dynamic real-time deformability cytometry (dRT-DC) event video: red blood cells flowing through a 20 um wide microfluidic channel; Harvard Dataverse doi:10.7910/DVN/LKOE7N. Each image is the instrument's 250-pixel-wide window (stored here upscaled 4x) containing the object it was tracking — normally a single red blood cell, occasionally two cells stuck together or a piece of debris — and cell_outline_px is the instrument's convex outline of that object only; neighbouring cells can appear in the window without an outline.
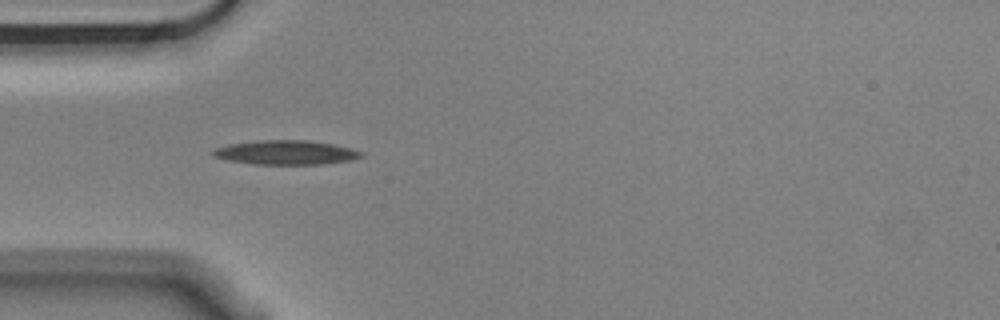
{"species": "Egyptian fruit bat (a non-hibernating species)", "species_latin": "Rousettus aegyptiacus", "temperature_condition": "cold", "stored_images_in_passage": 11, "camera_frame_rate_fps": 3000, "um_per_image_px": 0.085, "animal": {"sex": "male"}, "frame": {"image": 1, "passage_image": 1, "time_ms": 0.0, "image_size_px": [1000, 320], "cell_outline_px": [[364, 156], [352, 160], [324, 164], [252, 164], [228, 160], [212, 156], [212, 152], [216, 148], [228, 144], [260, 140], [308, 140], [332, 144], [348, 148], [360, 152]], "centroid_in_image_um": [24.27, 12.96], "position_along_channel_um": 60.7, "area_um2": 20.81}}
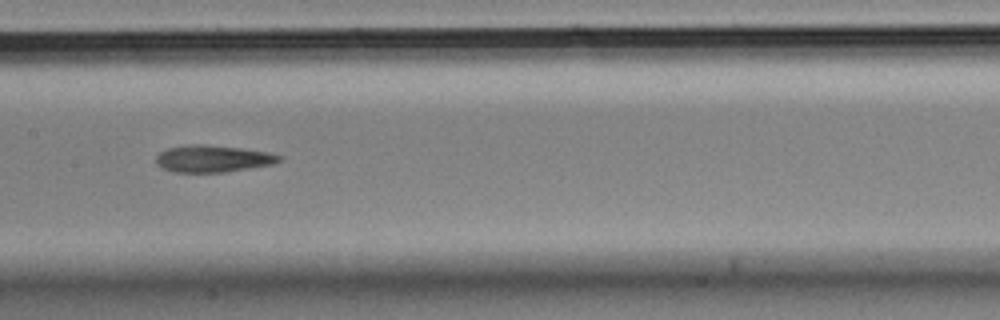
{"frame": {"image": 2, "passage_image": 4, "time_ms": 1.0, "image_size_px": [1000, 320], "cell_outline_px": [[284, 156], [280, 160], [272, 164], [224, 172], [172, 172], [156, 164], [156, 156], [160, 152], [168, 148], [192, 144], [204, 144], [240, 148], [268, 152]], "centroid_in_image_um": [18.08, 13.48], "position_along_channel_um": 189.3, "area_um2": 19.19}}
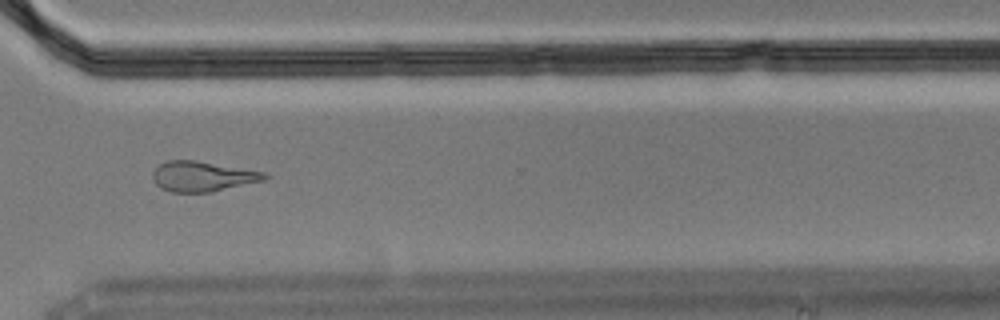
{"frame": {"image": 3, "passage_image": 8, "time_ms": 2.333, "image_size_px": [1000, 320], "cell_outline_px": [[268, 176], [264, 180], [208, 192], [168, 192], [160, 188], [152, 180], [152, 172], [160, 164], [168, 160], [196, 160], [264, 172]], "centroid_in_image_um": [17.14, 14.99], "position_along_channel_um": 353.5, "area_um2": 19.48}}